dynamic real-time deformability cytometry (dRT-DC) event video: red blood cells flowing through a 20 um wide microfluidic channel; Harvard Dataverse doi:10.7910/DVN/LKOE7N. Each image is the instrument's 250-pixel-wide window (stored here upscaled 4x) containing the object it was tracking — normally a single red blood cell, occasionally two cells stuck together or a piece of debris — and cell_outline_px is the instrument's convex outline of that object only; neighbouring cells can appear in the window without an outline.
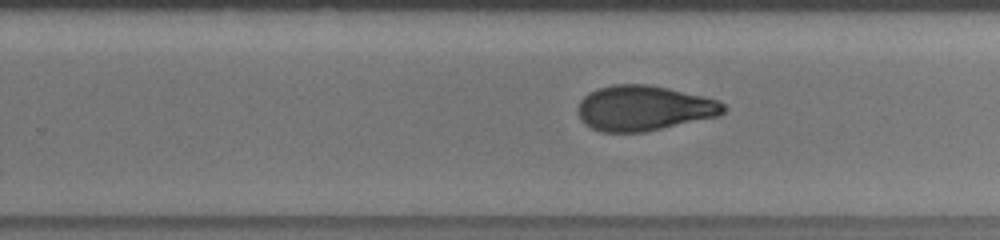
{"species": "human", "species_latin": "Homo sapiens", "temperature_condition": "cold", "stored_images_in_passage": 28, "camera_frame_rate_fps": 3000, "um_per_image_px": 0.085, "donor": {"sex": "male"}, "frame": {"image": 1, "passage_image": 24, "time_ms": 5.667, "image_size_px": [1000, 240], "cell_outline_px": [[724, 112], [720, 116], [644, 132], [600, 132], [584, 124], [580, 120], [580, 100], [588, 92], [612, 84], [648, 84], [668, 88], [704, 96], [716, 100], [724, 104]], "centroid_in_image_um": [54.73, 9.19], "position_along_channel_um": 275.1, "area_um2": 38.26}}